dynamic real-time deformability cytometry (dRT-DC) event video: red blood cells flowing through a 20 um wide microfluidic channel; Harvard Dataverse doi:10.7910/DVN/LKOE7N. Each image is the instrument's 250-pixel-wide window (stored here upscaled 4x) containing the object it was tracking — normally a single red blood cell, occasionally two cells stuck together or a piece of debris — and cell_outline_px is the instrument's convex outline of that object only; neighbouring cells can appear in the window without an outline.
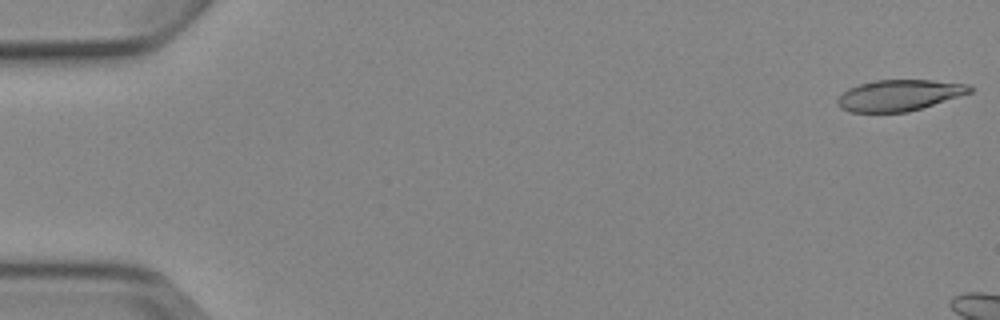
{"species": "Egyptian fruit bat (a non-hibernating species)", "species_latin": "Rousettus aegyptiacus", "temperature_condition": "cold", "stored_images_in_passage": 4, "camera_frame_rate_fps": 3000, "um_per_image_px": 0.085, "animal": {"sex": "female"}, "frame": {"image": 1, "passage_image": 1, "time_ms": 0.0, "image_size_px": [1000, 320], "cell_outline_px": [[976, 88], [972, 92], [908, 112], [848, 112], [840, 108], [836, 104], [836, 100], [848, 88], [860, 84], [876, 80], [932, 80], [972, 84]], "centroid_in_image_um": [76.45, 8.09], "position_along_channel_um": 8.5, "area_um2": 24.1}}